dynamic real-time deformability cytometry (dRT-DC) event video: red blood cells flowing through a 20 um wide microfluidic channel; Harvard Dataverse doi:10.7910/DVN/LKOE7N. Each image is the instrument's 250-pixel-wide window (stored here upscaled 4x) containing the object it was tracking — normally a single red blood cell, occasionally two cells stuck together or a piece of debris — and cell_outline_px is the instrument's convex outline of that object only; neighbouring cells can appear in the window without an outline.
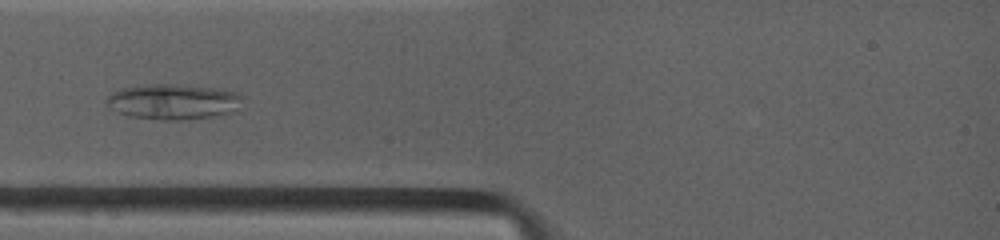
{"species": "common noctule bat (a hibernating species)", "species_latin": "Nyctalus noctula", "temperature_condition": "warm", "stored_images_in_passage": 5, "camera_frame_rate_fps": 4500, "um_per_image_px": 0.085, "animal": {"sex": "female", "body_mass_g": 19.0, "forearm_length_mm": 53.3}, "frame": {"image": 1, "passage_image": 3, "time_ms": 1.778, "image_size_px": [1000, 240], "cell_outline_px": [[240, 96], [232, 112], [224, 116], [180, 120], [160, 120], [128, 116], [112, 108], [108, 104], [108, 96], [112, 92], [124, 88], [152, 84], [164, 84], [204, 88], [236, 92]], "centroid_in_image_um": [14.68, 8.68], "position_along_channel_um": 70.3, "area_um2": 27.17}}
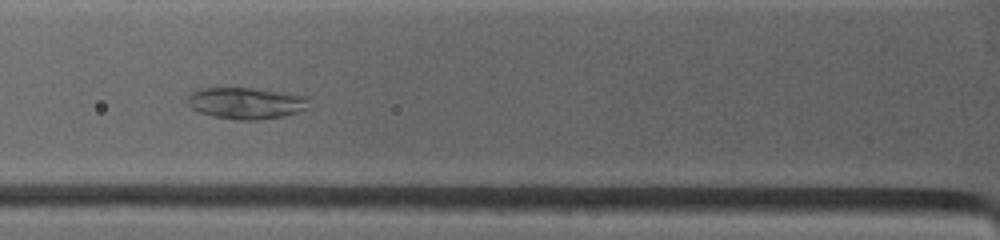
{"frame": {"image": 2, "passage_image": 4, "time_ms": 2.667, "image_size_px": [1000, 240], "cell_outline_px": [[308, 108], [284, 116], [256, 120], [236, 120], [212, 116], [196, 112], [188, 104], [188, 96], [192, 92], [200, 88], [248, 88], [308, 96]], "centroid_in_image_um": [20.88, 8.78], "position_along_channel_um": 104.9, "area_um2": 22.2}}
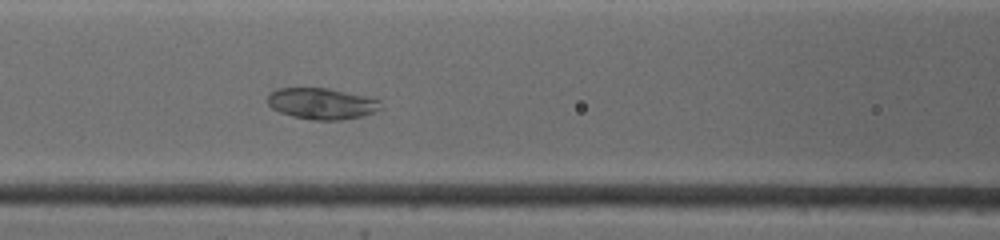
{"frame": {"image": 3, "passage_image": 5, "time_ms": 3.556, "image_size_px": [1000, 240], "cell_outline_px": [[380, 108], [364, 116], [340, 120], [312, 120], [292, 116], [280, 112], [272, 108], [268, 104], [268, 96], [272, 92], [280, 88], [328, 88], [376, 100]], "centroid_in_image_um": [27.27, 8.82], "position_along_channel_um": 139.3, "area_um2": 20.0}}